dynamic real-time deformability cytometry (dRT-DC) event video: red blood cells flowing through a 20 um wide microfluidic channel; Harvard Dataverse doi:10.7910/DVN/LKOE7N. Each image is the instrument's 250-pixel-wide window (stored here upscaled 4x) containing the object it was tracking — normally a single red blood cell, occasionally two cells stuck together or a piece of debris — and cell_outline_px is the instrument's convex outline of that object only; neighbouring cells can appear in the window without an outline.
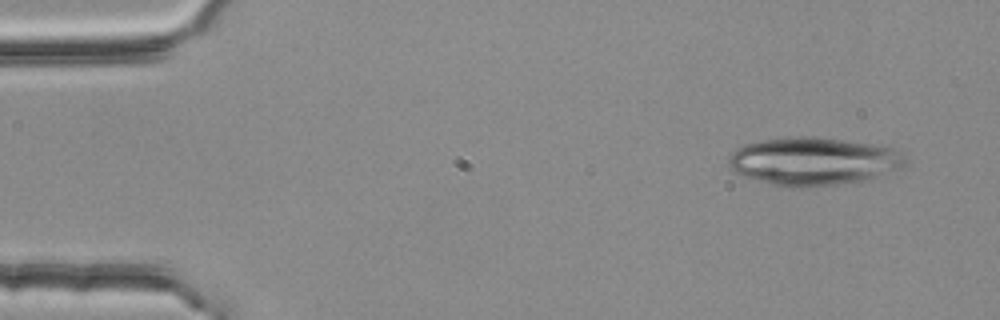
{"species": "common noctule bat (a hibernating species)", "species_latin": "Nyctalus noctula", "temperature_condition": "room temperature", "stored_images_in_passage": 3, "camera_frame_rate_fps": 3000, "um_per_image_px": 0.085, "animal": {"sex": "female", "body_mass_g": 25.1}, "frame": {"image": 1, "passage_image": 1, "time_ms": 0.0, "image_size_px": [1000, 320], "cell_outline_px": [[904, 156], [900, 168], [880, 180], [800, 188], [792, 188], [768, 184], [744, 176], [736, 172], [728, 164], [728, 156], [732, 152], [744, 144], [764, 140], [800, 136], [808, 136], [884, 144], [896, 148], [904, 152]], "centroid_in_image_um": [69.24, 13.73], "position_along_channel_um": 15.8, "area_um2": 50.52}}